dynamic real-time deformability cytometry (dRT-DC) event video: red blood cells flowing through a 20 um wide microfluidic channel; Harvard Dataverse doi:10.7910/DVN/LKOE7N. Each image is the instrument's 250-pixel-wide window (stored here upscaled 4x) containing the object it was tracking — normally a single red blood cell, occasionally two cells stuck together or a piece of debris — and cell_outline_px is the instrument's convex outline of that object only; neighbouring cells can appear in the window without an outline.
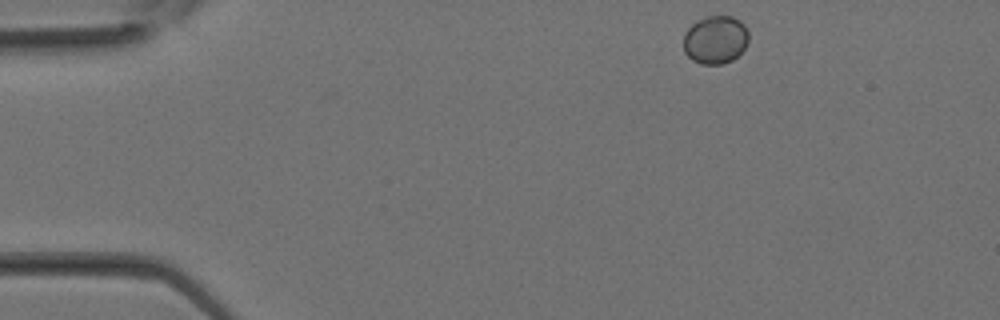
{"species": "Egyptian fruit bat (a non-hibernating species)", "species_latin": "Rousettus aegyptiacus", "temperature_condition": "room temperature", "stored_images_in_passage": 29, "camera_frame_rate_fps": 3000, "um_per_image_px": 0.085, "animal": {"sex": "female"}, "frame": {"image": 1, "passage_image": 1, "time_ms": 0.0, "image_size_px": [1000, 320], "cell_outline_px": [[748, 40], [744, 48], [732, 60], [724, 64], [700, 64], [692, 60], [684, 52], [684, 36], [688, 28], [696, 20], [708, 16], [732, 16], [740, 20], [744, 24], [748, 32]], "centroid_in_image_um": [60.8, 3.37], "position_along_channel_um": 24.2, "area_um2": 18.32}}
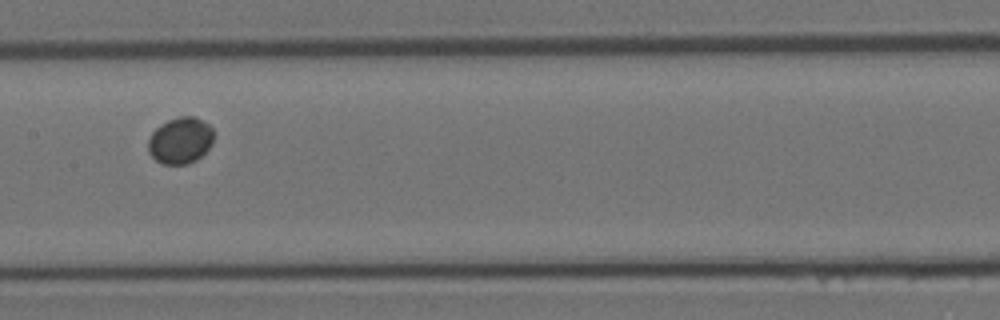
{"frame": {"image": 2, "passage_image": 13, "time_ms": 4.0, "image_size_px": [1000, 320], "cell_outline_px": [[212, 144], [196, 160], [188, 164], [160, 164], [148, 152], [148, 140], [152, 132], [160, 124], [168, 120], [180, 116], [196, 116], [204, 120], [212, 128]], "centroid_in_image_um": [15.31, 11.93], "position_along_channel_um": 192.1, "area_um2": 17.8}}
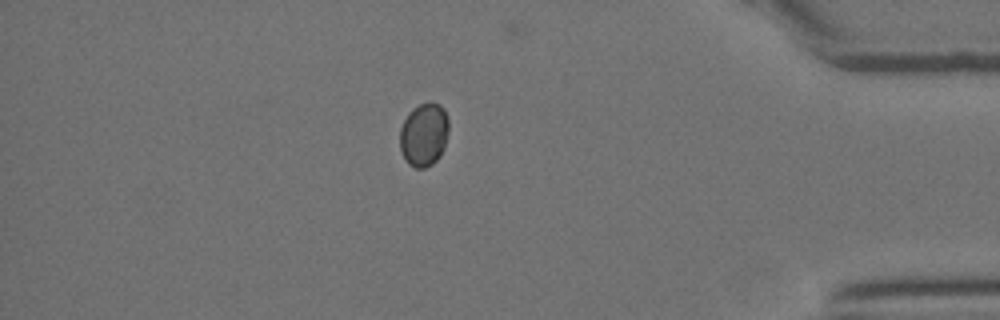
{"frame": {"image": 3, "passage_image": 25, "time_ms": 8.0, "image_size_px": [1000, 320], "cell_outline_px": [[448, 132], [444, 148], [440, 156], [432, 164], [424, 168], [416, 168], [408, 164], [400, 148], [400, 128], [408, 112], [412, 108], [420, 104], [440, 104], [444, 108], [448, 120]], "centroid_in_image_um": [36.03, 11.45], "position_along_channel_um": 399.2, "area_um2": 17.98}}